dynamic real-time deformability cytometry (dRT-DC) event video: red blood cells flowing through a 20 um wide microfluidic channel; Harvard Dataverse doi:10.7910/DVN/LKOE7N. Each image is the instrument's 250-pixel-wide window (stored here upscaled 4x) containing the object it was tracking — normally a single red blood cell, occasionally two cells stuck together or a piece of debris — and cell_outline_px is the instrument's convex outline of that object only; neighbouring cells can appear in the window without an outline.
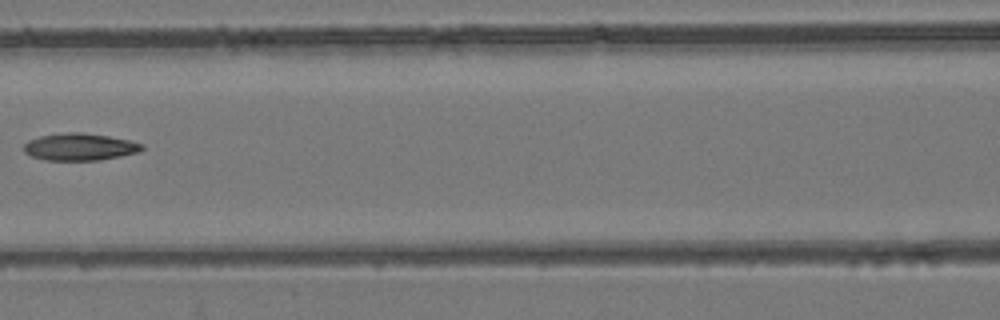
{"species": "common noctule bat (a hibernating species)", "species_latin": "Nyctalus noctula", "temperature_condition": "room temperature", "stored_images_in_passage": 8, "camera_frame_rate_fps": 3000, "um_per_image_px": 0.085, "animal": {"sex": "female", "body_mass_g": 24.6, "forearm_length_mm": 56.2}, "frame": {"image": 1, "passage_image": 7, "time_ms": 8.0, "image_size_px": [1000, 320], "cell_outline_px": [[144, 148], [140, 152], [100, 160], [44, 160], [32, 156], [24, 152], [24, 144], [28, 140], [40, 136], [64, 132], [84, 132], [108, 136], [128, 140], [144, 144]], "centroid_in_image_um": [6.78, 12.48], "position_along_channel_um": 159.8, "area_um2": 18.79}}
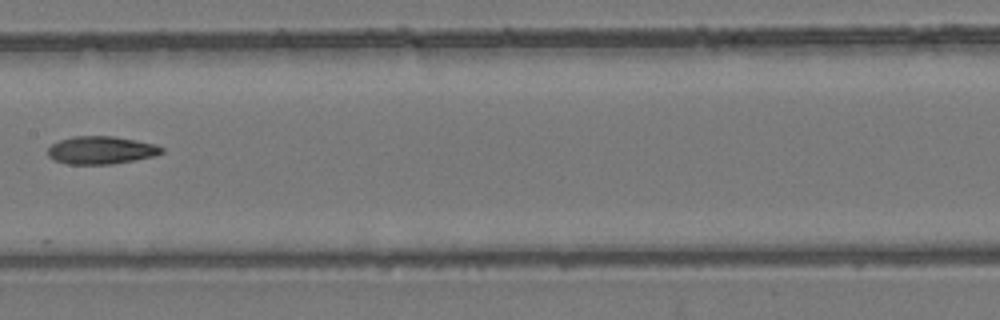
{"frame": {"image": 2, "passage_image": 8, "time_ms": 9.0, "image_size_px": [1000, 320], "cell_outline_px": [[164, 152], [156, 156], [112, 164], [68, 164], [56, 160], [48, 156], [48, 148], [52, 144], [60, 140], [72, 136], [112, 136], [156, 144], [164, 148]], "centroid_in_image_um": [8.62, 12.76], "position_along_channel_um": 198.8, "area_um2": 18.44}}